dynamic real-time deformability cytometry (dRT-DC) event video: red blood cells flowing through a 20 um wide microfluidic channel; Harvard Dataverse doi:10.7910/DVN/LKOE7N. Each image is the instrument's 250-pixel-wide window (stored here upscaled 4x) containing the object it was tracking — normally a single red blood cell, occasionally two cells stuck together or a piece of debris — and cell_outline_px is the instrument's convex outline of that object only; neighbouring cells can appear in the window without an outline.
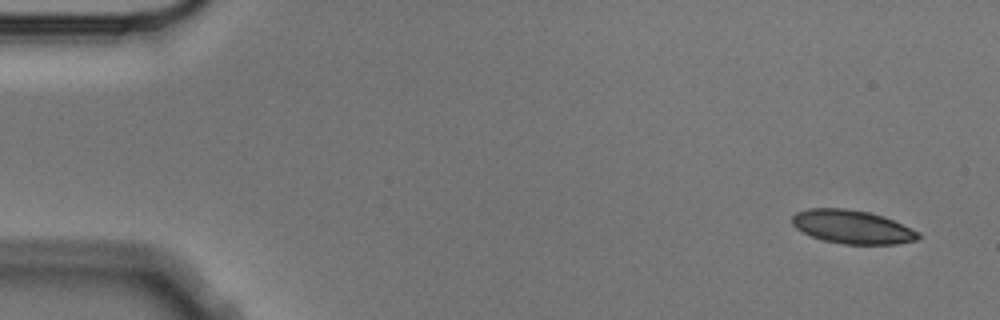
{"species": "Egyptian fruit bat (a non-hibernating species)", "species_latin": "Rousettus aegyptiacus", "temperature_condition": "cold", "stored_images_in_passage": 13, "camera_frame_rate_fps": 3000, "um_per_image_px": 0.085, "animal": {"sex": "male"}, "frame": {"image": 1, "passage_image": 1, "time_ms": 0.0, "image_size_px": [1000, 320], "cell_outline_px": [[920, 236], [916, 240], [896, 244], [844, 244], [824, 240], [812, 236], [796, 228], [792, 224], [792, 216], [796, 212], [808, 208], [844, 208], [868, 212], [892, 220], [912, 228], [920, 232]], "centroid_in_image_um": [72.43, 19.28], "position_along_channel_um": 12.6, "area_um2": 24.45}}
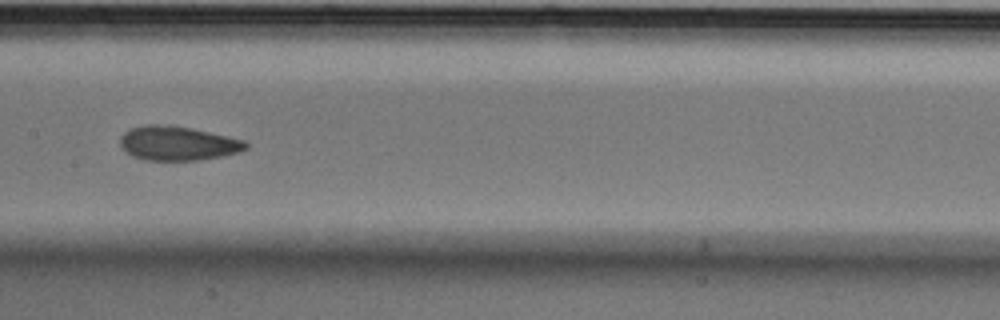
{"frame": {"image": 2, "passage_image": 7, "time_ms": 2.0, "image_size_px": [1000, 320], "cell_outline_px": [[248, 148], [240, 152], [200, 160], [144, 160], [132, 156], [120, 144], [120, 136], [128, 128], [144, 124], [160, 124], [192, 128], [228, 136], [244, 140], [248, 144]], "centroid_in_image_um": [15.1, 12.17], "position_along_channel_um": 192.3, "area_um2": 25.14}}
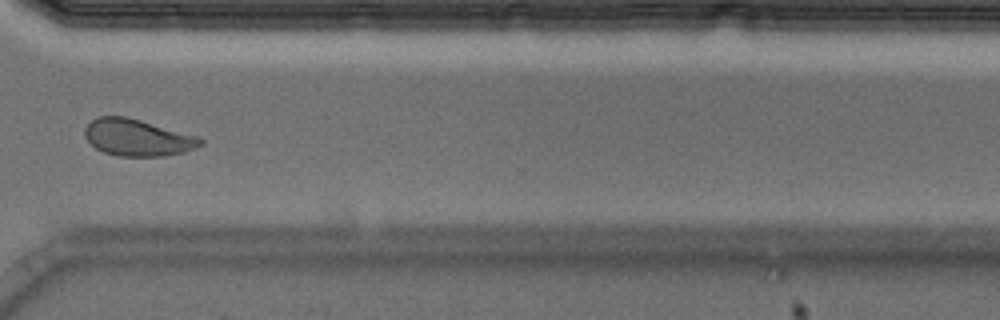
{"frame": {"image": 3, "passage_image": 11, "time_ms": 3.333, "image_size_px": [1000, 320], "cell_outline_px": [[204, 144], [184, 152], [164, 156], [120, 156], [104, 152], [96, 148], [84, 136], [84, 128], [96, 116], [128, 116], [200, 136], [204, 140]], "centroid_in_image_um": [11.72, 11.68], "position_along_channel_um": 358.9, "area_um2": 25.09}}